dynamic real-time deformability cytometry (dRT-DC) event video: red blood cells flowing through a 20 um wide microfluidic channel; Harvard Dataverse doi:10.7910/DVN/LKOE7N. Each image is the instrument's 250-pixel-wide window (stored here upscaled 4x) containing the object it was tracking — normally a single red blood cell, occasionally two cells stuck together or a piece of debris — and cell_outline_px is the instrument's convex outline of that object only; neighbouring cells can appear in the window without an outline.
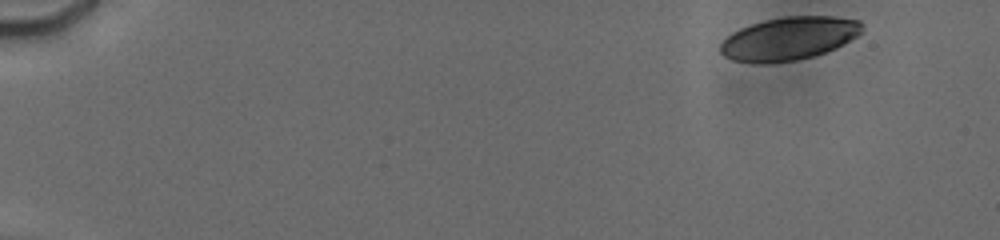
{"species": "human", "species_latin": "Homo sapiens", "temperature_condition": "cold", "stored_images_in_passage": 7, "camera_frame_rate_fps": 3000, "um_per_image_px": 0.085, "donor": {"sex": "male"}, "frame": {"image": 1, "passage_image": 1, "time_ms": 0.0, "image_size_px": [1000, 240], "cell_outline_px": [[860, 32], [856, 36], [836, 48], [812, 56], [796, 60], [732, 60], [724, 56], [720, 52], [720, 44], [732, 32], [740, 28], [764, 20], [784, 16], [832, 16], [860, 20]], "centroid_in_image_um": [67.07, 3.22], "position_along_channel_um": 17.9, "area_um2": 34.45}}
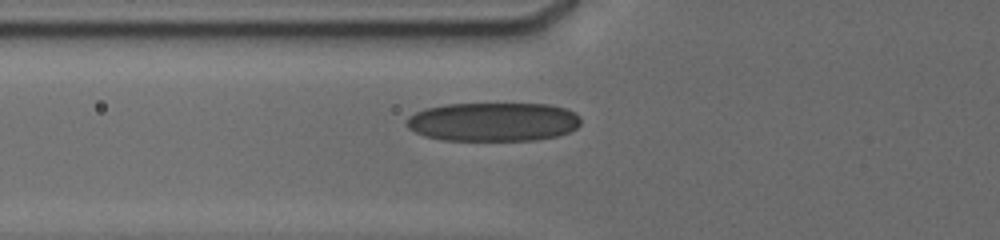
{"frame": {"image": 2, "passage_image": 7, "time_ms": 5.667, "image_size_px": [1000, 240], "cell_outline_px": [[580, 124], [576, 128], [568, 132], [556, 136], [532, 140], [444, 140], [424, 136], [408, 128], [408, 116], [424, 108], [444, 104], [548, 104], [564, 108], [580, 116]], "centroid_in_image_um": [41.91, 10.35], "position_along_channel_um": 83.9, "area_um2": 39.3}}